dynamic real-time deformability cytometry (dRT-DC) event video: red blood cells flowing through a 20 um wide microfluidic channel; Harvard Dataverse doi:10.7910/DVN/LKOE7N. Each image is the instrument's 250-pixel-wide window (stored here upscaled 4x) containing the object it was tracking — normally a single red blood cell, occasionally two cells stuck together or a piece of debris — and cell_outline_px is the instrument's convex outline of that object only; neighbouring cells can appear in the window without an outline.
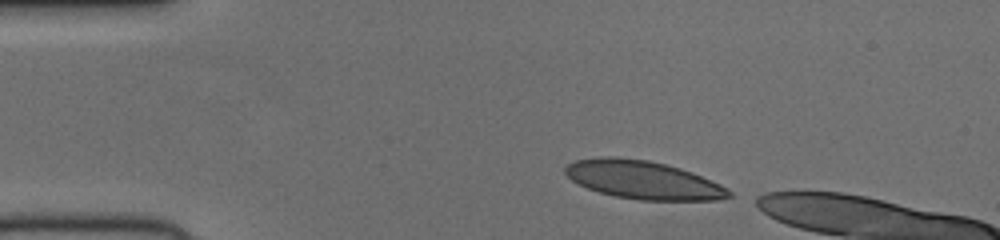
{"species": "human", "species_latin": "Homo sapiens", "temperature_condition": "cold", "stored_images_in_passage": 37, "camera_frame_rate_fps": 3000, "um_per_image_px": 0.085, "donor": {"sex": "female"}, "frame": {"image": 1, "passage_image": 1, "time_ms": 0.0, "image_size_px": [1000, 240], "cell_outline_px": [[732, 196], [720, 200], [640, 200], [616, 196], [600, 192], [588, 188], [572, 180], [564, 172], [564, 168], [568, 164], [576, 160], [604, 156], [616, 156], [648, 160], [680, 168], [692, 172], [720, 184], [728, 188], [732, 192]], "centroid_in_image_um": [54.69, 15.29], "position_along_channel_um": 30.3, "area_um2": 36.36}}
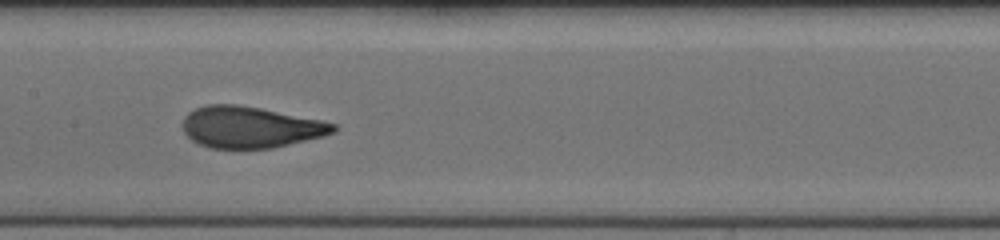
{"frame": {"image": 2, "passage_image": 17, "time_ms": 5.333, "image_size_px": [1000, 240], "cell_outline_px": [[336, 132], [324, 136], [272, 148], [208, 148], [192, 140], [184, 132], [184, 116], [188, 112], [196, 108], [208, 104], [236, 104], [260, 108], [320, 120], [336, 124]], "centroid_in_image_um": [21.27, 10.81], "position_along_channel_um": 186.1, "area_um2": 36.13}}
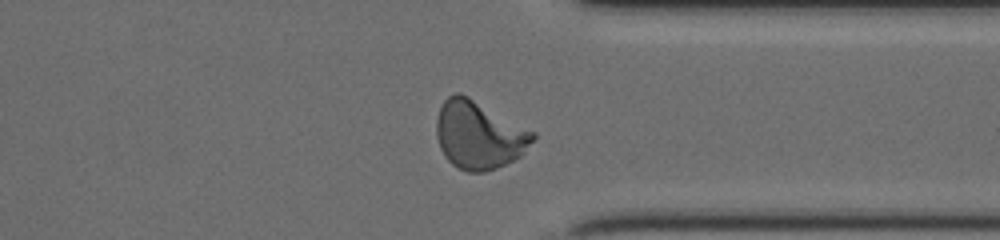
{"frame": {"image": 3, "passage_image": 31, "time_ms": 10.0, "image_size_px": [1000, 240], "cell_outline_px": [[536, 136], [524, 152], [520, 156], [496, 168], [484, 172], [468, 172], [456, 168], [444, 156], [440, 148], [436, 136], [436, 120], [440, 108], [444, 100], [448, 96], [456, 92], [460, 92], [468, 96], [536, 132]], "centroid_in_image_um": [40.69, 11.47], "position_along_channel_um": 370.7, "area_um2": 38.26}}